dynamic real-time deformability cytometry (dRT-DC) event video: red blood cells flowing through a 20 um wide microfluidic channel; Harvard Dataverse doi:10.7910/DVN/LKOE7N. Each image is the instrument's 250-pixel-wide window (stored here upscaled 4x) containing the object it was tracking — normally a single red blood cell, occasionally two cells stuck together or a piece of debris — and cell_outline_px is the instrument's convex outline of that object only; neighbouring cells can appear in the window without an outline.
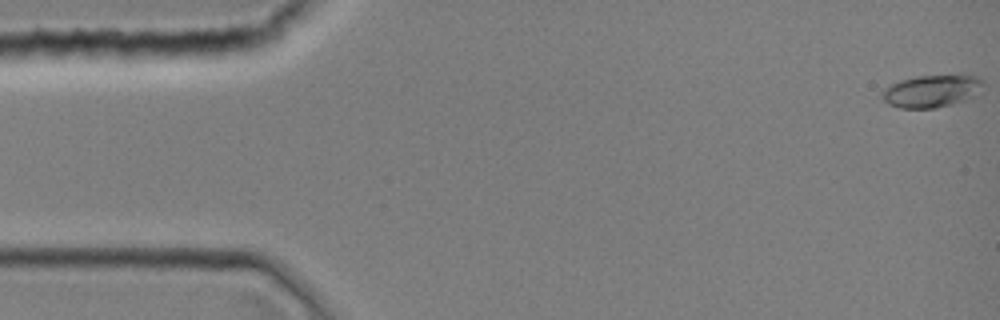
{"species": "common noctule bat (a hibernating species)", "species_latin": "Nyctalus noctula", "temperature_condition": "room temperature", "stored_images_in_passage": 5, "camera_frame_rate_fps": 3000, "um_per_image_px": 0.085, "animal": {"sex": "female", "body_mass_g": 19.0, "forearm_length_mm": 51.5}, "frame": {"image": 1, "passage_image": 1, "time_ms": 0.0, "image_size_px": [1000, 320], "cell_outline_px": [[984, 84], [972, 96], [964, 100], [952, 104], [936, 108], [900, 108], [888, 104], [880, 96], [880, 92], [884, 88], [900, 80], [916, 76], [960, 72], [980, 76], [984, 80]], "centroid_in_image_um": [79.21, 7.68], "position_along_channel_um": 5.8, "area_um2": 19.83}}